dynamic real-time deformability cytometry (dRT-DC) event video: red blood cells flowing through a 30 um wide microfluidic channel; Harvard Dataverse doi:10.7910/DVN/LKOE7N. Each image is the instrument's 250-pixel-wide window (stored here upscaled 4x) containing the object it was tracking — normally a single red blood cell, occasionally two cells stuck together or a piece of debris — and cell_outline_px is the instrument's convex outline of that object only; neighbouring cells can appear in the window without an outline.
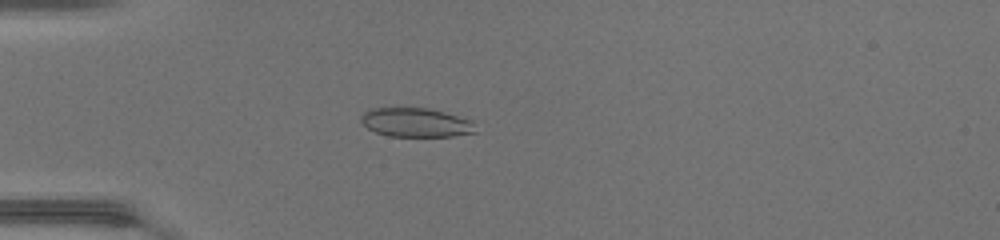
{"species": "common noctule bat (a hibernating species)", "species_latin": "Nyctalus noctula", "temperature_condition": "warm", "stored_images_in_passage": 45, "camera_frame_rate_fps": 3000, "um_per_image_px": 0.085, "animal": {"sex": "female", "body_mass_g": 17.0, "forearm_length_mm": 48.0}, "frame": {"image": 1, "passage_image": 12, "time_ms": 3.667, "image_size_px": [1000, 240], "cell_outline_px": [[476, 132], [452, 136], [388, 136], [376, 132], [368, 128], [360, 120], [360, 116], [368, 108], [428, 108], [444, 112], [472, 120]], "centroid_in_image_um": [35.32, 10.4], "position_along_channel_um": 49.7, "area_um2": 19.31}}
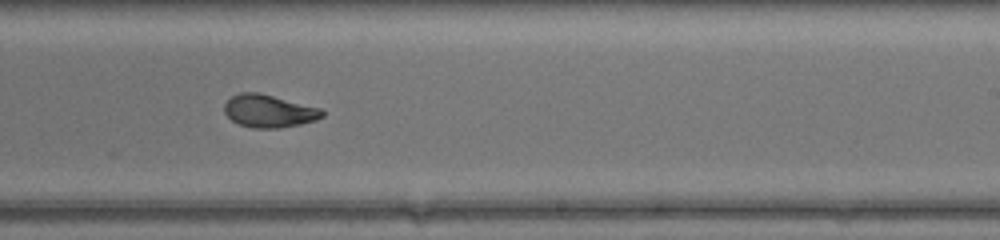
{"frame": {"image": 2, "passage_image": 28, "time_ms": 9.0, "image_size_px": [1000, 240], "cell_outline_px": [[324, 116], [316, 120], [300, 124], [280, 128], [252, 128], [240, 124], [232, 120], [224, 112], [224, 104], [232, 96], [240, 92], [256, 92], [320, 108], [324, 112]], "centroid_in_image_um": [22.85, 9.45], "position_along_channel_um": 266.2, "area_um2": 18.44}}
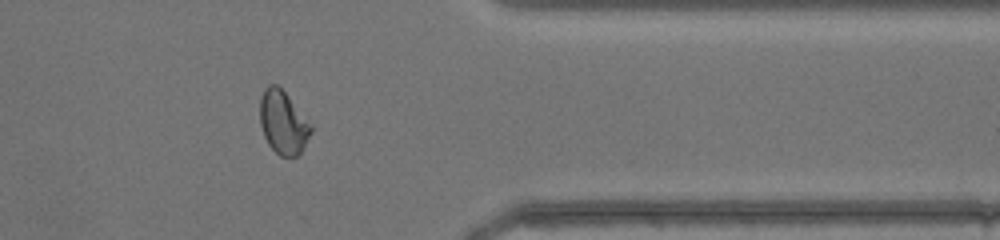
{"frame": {"image": 3, "passage_image": 37, "time_ms": 12.0, "image_size_px": [1000, 240], "cell_outline_px": [[312, 132], [300, 152], [296, 156], [280, 156], [268, 144], [264, 136], [260, 124], [260, 96], [264, 88], [268, 84], [276, 84], [284, 92], [312, 128]], "centroid_in_image_um": [24.01, 10.41], "position_along_channel_um": 387.4, "area_um2": 18.26}, "authors_computed_cell_mechanics": {"area_um2": 19.3052, "velocity_mm_per_s": 4.4274, "shape_relaxation_time_tau1_ms": null, "shape_relaxation_time_tau2_ms": 1.0454, "deformation_change_tau1": null, "deformation_change_tau2": 0.0389}}